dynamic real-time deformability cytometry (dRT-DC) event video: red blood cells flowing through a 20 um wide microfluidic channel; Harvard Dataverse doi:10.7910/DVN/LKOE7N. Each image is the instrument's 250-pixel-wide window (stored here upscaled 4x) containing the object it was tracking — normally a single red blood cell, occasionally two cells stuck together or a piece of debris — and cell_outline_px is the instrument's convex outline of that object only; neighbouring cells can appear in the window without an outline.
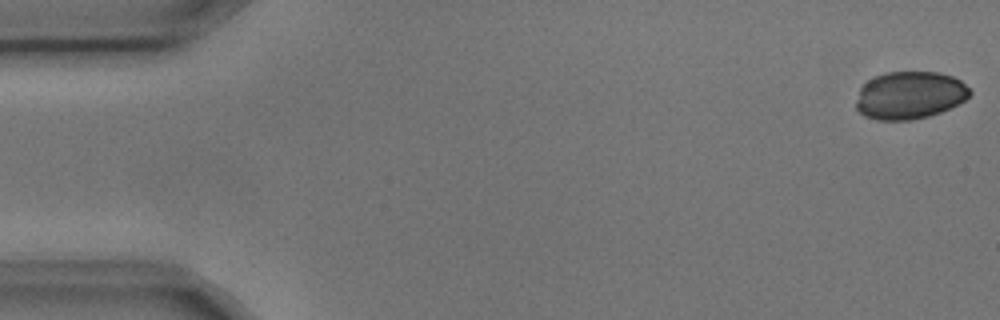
{"species": "common noctule bat (a hibernating species)", "species_latin": "Nyctalus noctula", "temperature_condition": "cold", "stored_images_in_passage": 6, "camera_frame_rate_fps": 3000, "um_per_image_px": 0.085, "animal": {"sex": "male", "body_mass_g": 17.9, "forearm_length_mm": 54.2}, "frame": {"image": 1, "passage_image": 1, "time_ms": 0.0, "image_size_px": [1000, 320], "cell_outline_px": [[972, 92], [964, 100], [940, 112], [928, 116], [912, 120], [876, 120], [864, 116], [856, 108], [856, 100], [860, 88], [868, 80], [884, 72], [940, 72], [952, 76], [960, 80]], "centroid_in_image_um": [77.29, 8.09], "position_along_channel_um": 7.7, "area_um2": 31.5}}
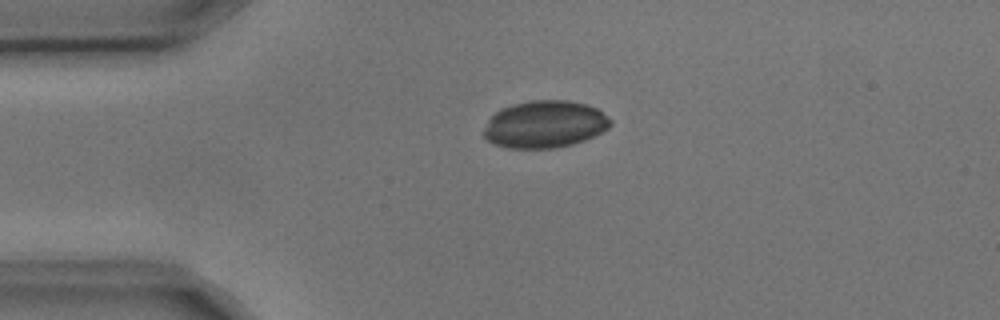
{"frame": {"image": 2, "passage_image": 4, "time_ms": 1.0, "image_size_px": [1000, 320], "cell_outline_px": [[612, 124], [608, 128], [584, 140], [572, 144], [552, 148], [508, 148], [492, 144], [484, 136], [484, 128], [488, 120], [500, 108], [512, 104], [532, 100], [568, 100], [588, 104], [596, 108], [608, 116], [612, 120]], "centroid_in_image_um": [46.3, 10.55], "position_along_channel_um": 38.7, "area_um2": 34.91}}